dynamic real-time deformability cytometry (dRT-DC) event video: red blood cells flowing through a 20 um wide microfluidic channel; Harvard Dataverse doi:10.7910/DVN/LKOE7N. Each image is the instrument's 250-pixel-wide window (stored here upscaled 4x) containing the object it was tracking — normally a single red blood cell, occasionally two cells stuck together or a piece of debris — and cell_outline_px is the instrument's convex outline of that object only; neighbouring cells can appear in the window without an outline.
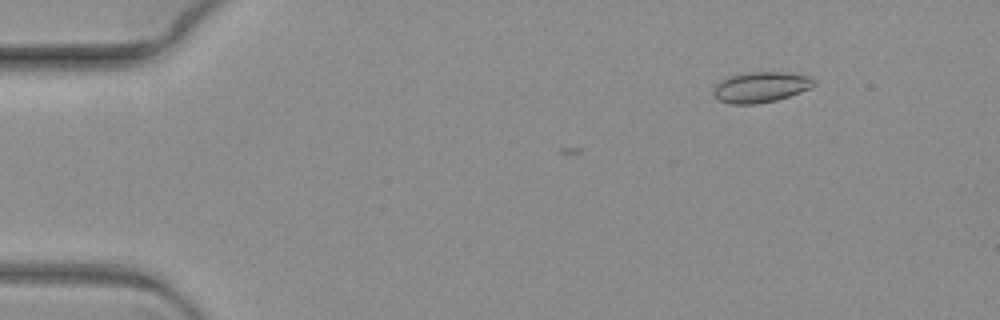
{"species": "common noctule bat (a hibernating species)", "species_latin": "Nyctalus noctula", "temperature_condition": "warm", "stored_images_in_passage": 4, "camera_frame_rate_fps": 3000, "um_per_image_px": 0.085, "animal": {"sex": "female", "body_mass_g": 19.3, "forearm_length_mm": 54.1}, "frame": {"image": 1, "passage_image": 1, "time_ms": 0.0, "image_size_px": [1000, 320], "cell_outline_px": [[816, 84], [800, 92], [776, 100], [756, 104], [732, 104], [716, 100], [712, 92], [712, 88], [720, 80], [728, 76], [744, 72], [792, 72], [812, 76], [816, 80]], "centroid_in_image_um": [64.64, 7.39], "position_along_channel_um": 20.4, "area_um2": 18.32}}
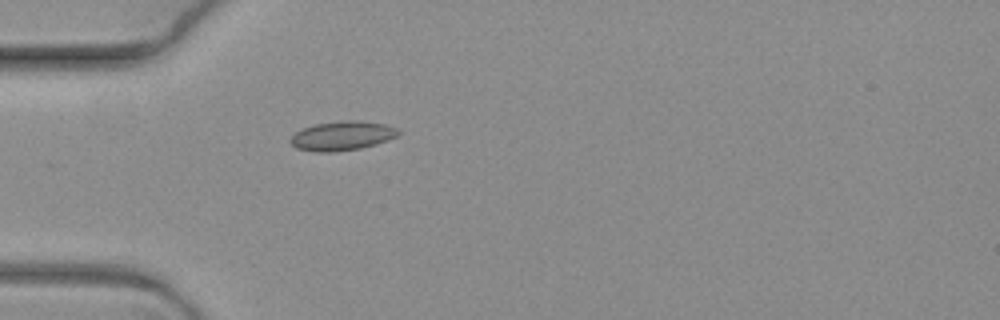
{"frame": {"image": 2, "passage_image": 4, "time_ms": 1.0, "image_size_px": [1000, 320], "cell_outline_px": [[400, 132], [396, 136], [388, 140], [376, 144], [360, 148], [328, 152], [316, 152], [296, 148], [288, 140], [296, 132], [304, 128], [316, 124], [344, 120], [356, 120], [384, 124], [400, 128]], "centroid_in_image_um": [29.1, 11.54], "position_along_channel_um": 55.9, "area_um2": 18.26}}